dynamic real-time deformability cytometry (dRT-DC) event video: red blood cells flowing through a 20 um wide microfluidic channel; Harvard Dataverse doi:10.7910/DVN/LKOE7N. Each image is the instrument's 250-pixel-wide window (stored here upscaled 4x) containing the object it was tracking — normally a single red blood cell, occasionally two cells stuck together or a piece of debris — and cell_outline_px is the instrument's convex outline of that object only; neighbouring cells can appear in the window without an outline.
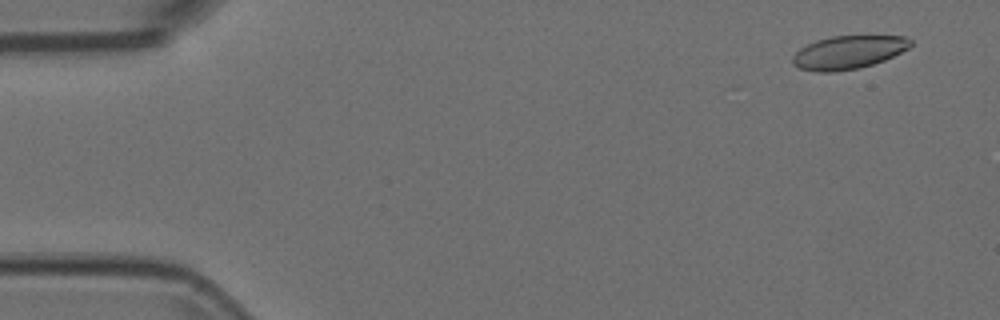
{"species": "Egyptian fruit bat (a non-hibernating species)", "species_latin": "Rousettus aegyptiacus", "temperature_condition": "room temperature", "stored_images_in_passage": 56, "camera_frame_rate_fps": 3000, "um_per_image_px": 0.085, "animal": {"sex": "female"}, "frame": {"image": 1, "passage_image": 4, "time_ms": 1.0, "image_size_px": [1000, 320], "cell_outline_px": [[912, 44], [908, 48], [884, 60], [860, 68], [832, 72], [816, 72], [800, 68], [792, 64], [792, 56], [800, 48], [816, 40], [832, 36], [908, 36], [912, 40]], "centroid_in_image_um": [72.1, 4.44], "position_along_channel_um": 12.9, "area_um2": 22.83}}
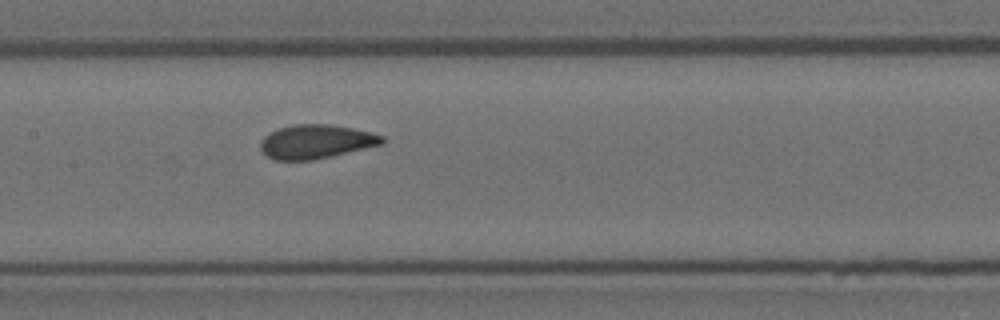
{"frame": {"image": 2, "passage_image": 27, "time_ms": 8.667, "image_size_px": [1000, 320], "cell_outline_px": [[384, 144], [332, 156], [312, 160], [276, 160], [268, 156], [260, 148], [260, 140], [264, 136], [276, 128], [292, 124], [332, 124], [372, 132], [384, 136]], "centroid_in_image_um": [26.87, 12.02], "position_along_channel_um": 180.5, "area_um2": 24.28}}
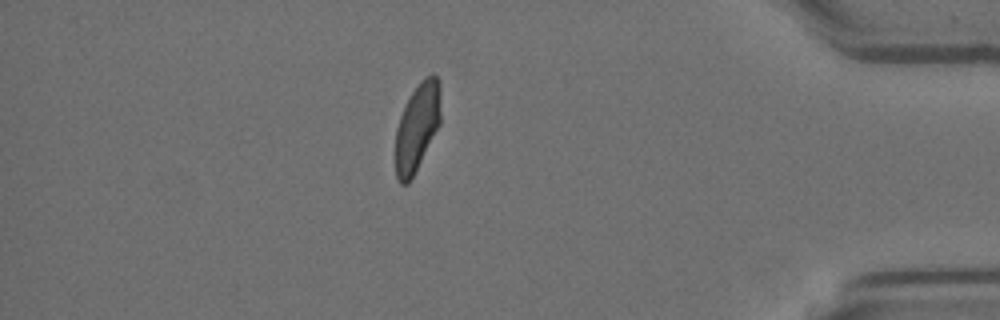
{"frame": {"image": 3, "passage_image": 48, "time_ms": 15.667, "image_size_px": [1000, 320], "cell_outline_px": [[440, 124], [408, 184], [400, 184], [396, 176], [396, 128], [400, 116], [412, 92], [420, 80], [432, 72], [440, 80]], "centroid_in_image_um": [35.47, 10.76], "position_along_channel_um": 399.7, "area_um2": 22.95}}